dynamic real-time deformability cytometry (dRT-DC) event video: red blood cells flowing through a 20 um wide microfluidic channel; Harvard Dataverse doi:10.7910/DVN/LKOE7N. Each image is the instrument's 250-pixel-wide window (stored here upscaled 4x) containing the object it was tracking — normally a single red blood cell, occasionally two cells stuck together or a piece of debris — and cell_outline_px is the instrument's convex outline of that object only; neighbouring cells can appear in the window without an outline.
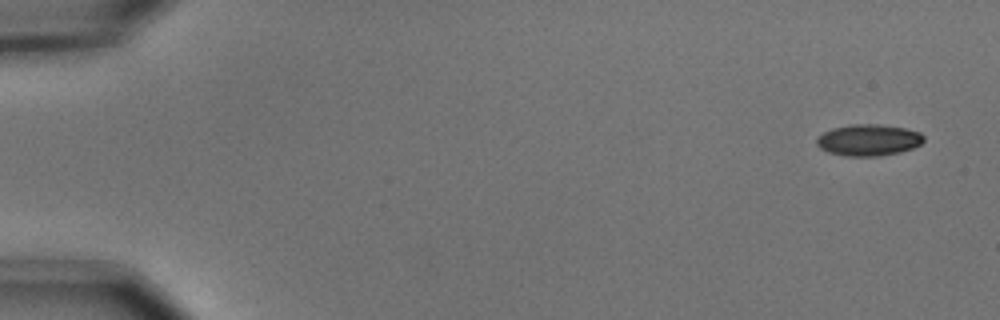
{"species": "common noctule bat (a hibernating species)", "species_latin": "Nyctalus noctula", "temperature_condition": "cold", "stored_images_in_passage": 5, "camera_frame_rate_fps": 3000, "um_per_image_px": 0.085, "animal": {"sex": "male", "body_mass_g": 15.6}, "frame": {"image": 1, "passage_image": 1, "time_ms": 0.0, "image_size_px": [1000, 320], "cell_outline_px": [[924, 140], [920, 144], [912, 148], [900, 152], [880, 156], [848, 156], [828, 152], [820, 148], [816, 144], [816, 136], [832, 128], [852, 124], [876, 124], [904, 128], [920, 132], [924, 136]], "centroid_in_image_um": [73.8, 11.9], "position_along_channel_um": 11.2, "area_um2": 19.65}}
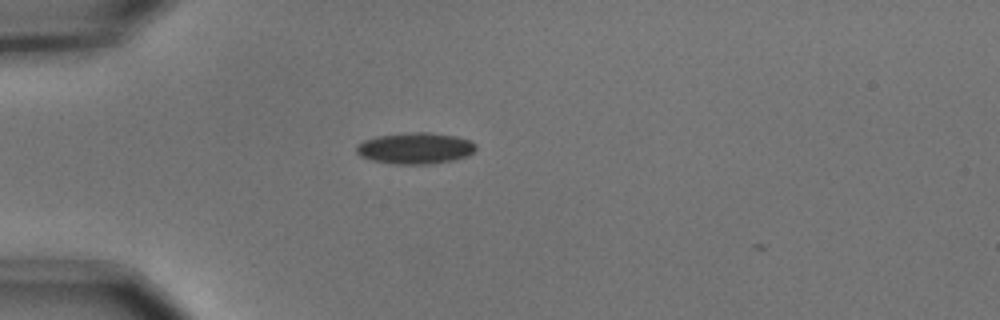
{"frame": {"image": 2, "passage_image": 4, "time_ms": 1.0, "image_size_px": [1000, 320], "cell_outline_px": [[476, 148], [468, 156], [456, 160], [432, 164], [392, 164], [372, 160], [360, 156], [356, 152], [356, 144], [364, 140], [376, 136], [416, 132], [428, 132], [456, 136], [468, 140], [476, 144]], "centroid_in_image_um": [35.29, 12.61], "position_along_channel_um": 49.7, "area_um2": 21.91}}